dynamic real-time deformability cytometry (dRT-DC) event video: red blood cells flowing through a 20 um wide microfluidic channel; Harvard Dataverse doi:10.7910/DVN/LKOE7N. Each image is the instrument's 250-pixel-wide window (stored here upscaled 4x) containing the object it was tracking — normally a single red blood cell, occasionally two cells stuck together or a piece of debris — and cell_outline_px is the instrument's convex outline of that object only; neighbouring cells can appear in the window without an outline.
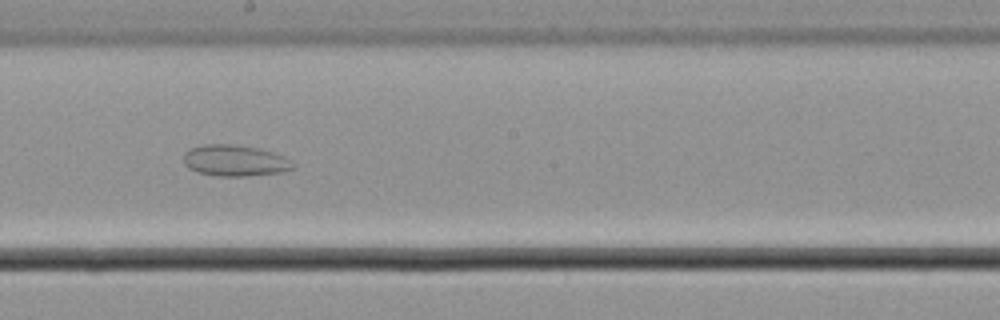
{"species": "common noctule bat (a hibernating species)", "species_latin": "Nyctalus noctula", "temperature_condition": "cold", "stored_images_in_passage": 40, "segment_of_instrument_passage": [1, 2], "camera_frame_rate_fps": 3000, "um_per_image_px": 0.085, "animal": {"sex": "male", "body_mass_g": 21.5, "forearm_length_mm": 52.0}, "frame": {"image": 1, "passage_image": 14, "time_ms": 4.333, "image_size_px": [1000, 320], "cell_outline_px": [[296, 168], [284, 172], [244, 176], [216, 176], [196, 172], [188, 168], [184, 164], [184, 152], [188, 148], [204, 144], [228, 144], [260, 148], [284, 156], [296, 164]], "centroid_in_image_um": [19.97, 13.65], "position_along_channel_um": 228.2, "area_um2": 20.23}}
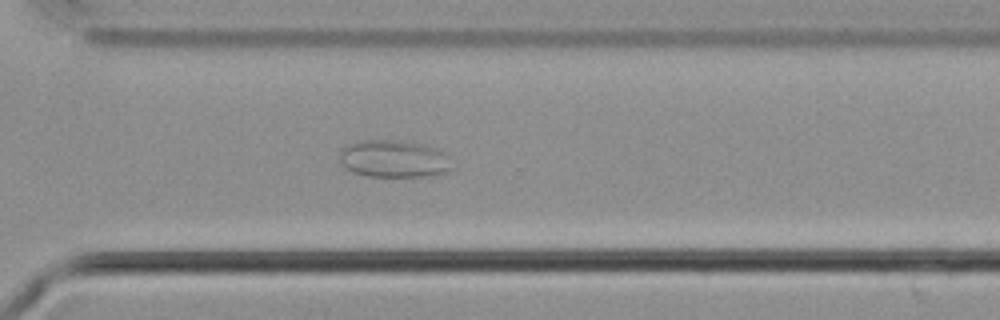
{"frame": {"image": 2, "passage_image": 23, "time_ms": 7.333, "image_size_px": [1000, 320], "cell_outline_px": [[452, 168], [448, 172], [428, 176], [368, 176], [352, 172], [340, 160], [340, 156], [344, 148], [348, 144], [364, 140], [392, 140], [416, 144], [432, 148], [444, 152]], "centroid_in_image_um": [33.47, 13.52], "position_along_channel_um": 337.1, "area_um2": 23.76}}
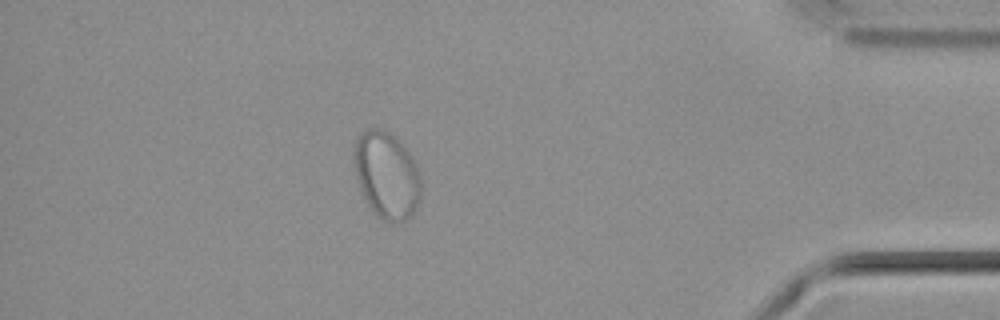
{"frame": {"image": 3, "passage_image": 32, "time_ms": 10.333, "image_size_px": [1000, 320], "cell_outline_px": [[420, 200], [412, 216], [408, 220], [400, 224], [388, 224], [380, 220], [376, 216], [368, 204], [360, 188], [356, 176], [356, 140], [368, 128], [384, 128], [392, 132], [404, 144], [412, 156], [416, 164], [420, 176]], "centroid_in_image_um": [32.92, 14.94], "position_along_channel_um": 402.3, "area_um2": 34.33}}